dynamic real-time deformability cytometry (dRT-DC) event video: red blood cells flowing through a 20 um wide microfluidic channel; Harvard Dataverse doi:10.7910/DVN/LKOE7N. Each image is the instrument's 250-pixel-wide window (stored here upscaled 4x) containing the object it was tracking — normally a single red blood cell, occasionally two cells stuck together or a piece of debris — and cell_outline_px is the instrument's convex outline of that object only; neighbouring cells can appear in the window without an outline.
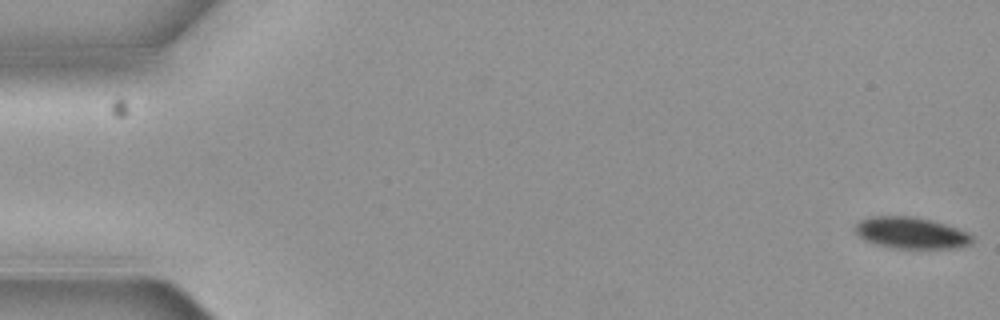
{"species": "common noctule bat (a hibernating species)", "species_latin": "Nyctalus noctula", "temperature_condition": "cold", "stored_images_in_passage": 9, "camera_frame_rate_fps": 3000, "um_per_image_px": 0.085, "animal": {"sex": "female", "body_mass_g": 19.3, "forearm_length_mm": 54.1}, "frame": {"image": 1, "passage_image": 1, "time_ms": 0.0, "image_size_px": [1000, 320], "cell_outline_px": [[972, 240], [968, 244], [956, 248], [896, 248], [864, 240], [852, 228], [860, 220], [868, 216], [916, 216], [932, 220], [968, 232], [972, 236]], "centroid_in_image_um": [77.41, 19.77], "position_along_channel_um": 7.6, "area_um2": 21.33}}
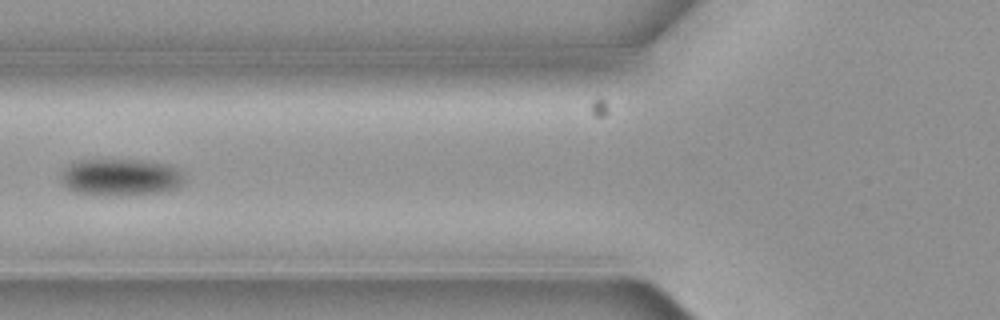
{"frame": {"image": 2, "passage_image": 6, "time_ms": 1.667, "image_size_px": [1000, 320], "cell_outline_px": [[184, 180], [176, 188], [160, 192], [104, 196], [76, 192], [68, 188], [60, 180], [60, 172], [72, 160], [144, 160], [168, 164], [176, 168], [180, 172]], "centroid_in_image_um": [10.18, 15.05], "position_along_channel_um": 115.6, "area_um2": 26.65}}
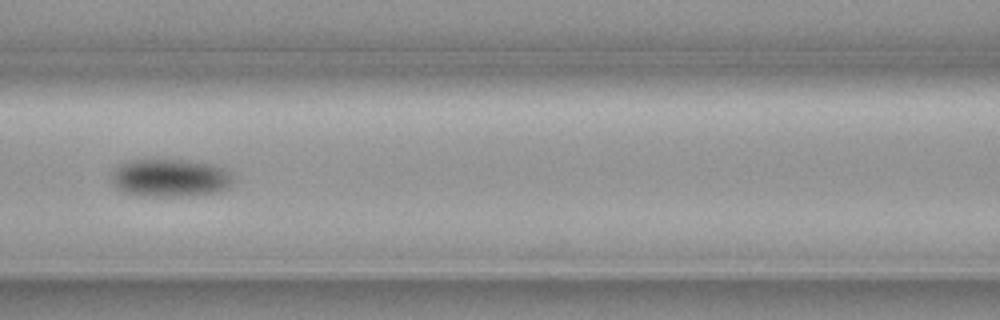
{"frame": {"image": 3, "passage_image": 7, "time_ms": 2.0, "image_size_px": [1000, 320], "cell_outline_px": [[232, 184], [228, 188], [216, 192], [180, 196], [144, 196], [124, 192], [116, 188], [112, 184], [112, 172], [120, 164], [128, 160], [192, 160], [216, 164], [224, 168], [232, 176]], "centroid_in_image_um": [14.46, 15.11], "position_along_channel_um": 152.1, "area_um2": 26.99}}